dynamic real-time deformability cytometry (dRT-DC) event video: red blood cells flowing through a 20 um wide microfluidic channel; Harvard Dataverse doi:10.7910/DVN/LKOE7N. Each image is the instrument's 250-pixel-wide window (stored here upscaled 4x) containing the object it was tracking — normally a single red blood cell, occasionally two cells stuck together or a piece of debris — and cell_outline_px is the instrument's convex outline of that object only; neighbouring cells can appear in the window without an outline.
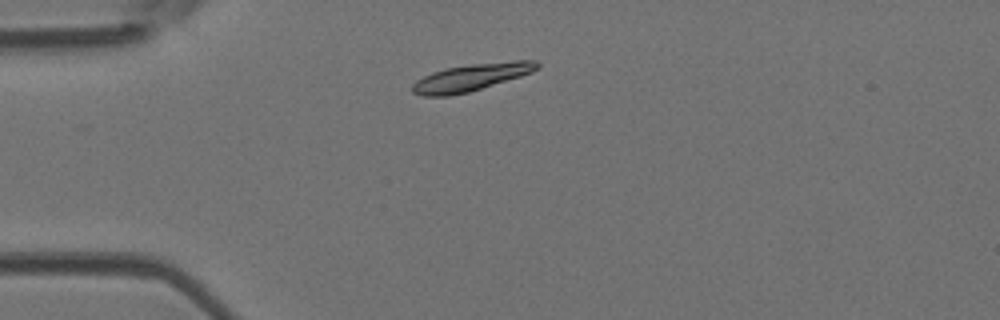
{"species": "Egyptian fruit bat (a non-hibernating species)", "species_latin": "Rousettus aegyptiacus", "temperature_condition": "room temperature", "stored_images_in_passage": 4, "camera_frame_rate_fps": 3000, "um_per_image_px": 0.085, "animal": {"sex": "female"}, "frame": {"image": 1, "passage_image": 2, "time_ms": 0.333, "image_size_px": [1000, 320], "cell_outline_px": [[540, 64], [532, 72], [520, 76], [468, 92], [448, 96], [424, 96], [412, 92], [412, 84], [416, 80], [432, 72], [444, 68], [472, 64], [512, 60], [536, 60]], "centroid_in_image_um": [40.02, 6.57], "position_along_channel_um": 45.0, "area_um2": 19.59}}
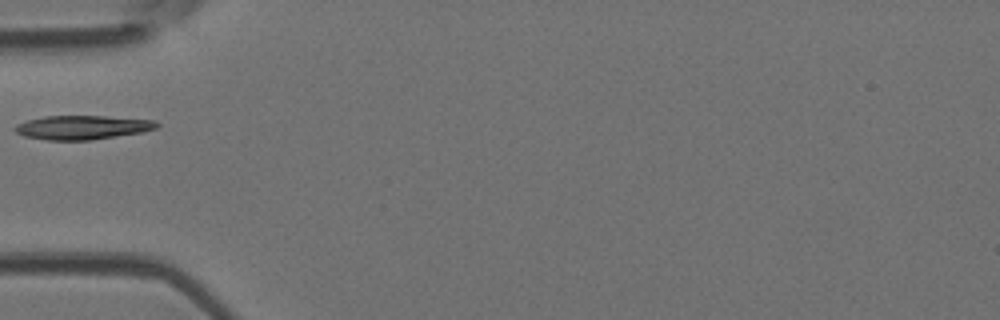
{"frame": {"image": 2, "passage_image": 3, "time_ms": 0.667, "image_size_px": [1000, 320], "cell_outline_px": [[160, 124], [156, 128], [140, 132], [92, 140], [48, 140], [24, 136], [16, 132], [12, 128], [16, 124], [28, 120], [44, 116], [104, 116], [156, 120]], "centroid_in_image_um": [6.98, 10.82], "position_along_channel_um": 78.0, "area_um2": 19.77}}
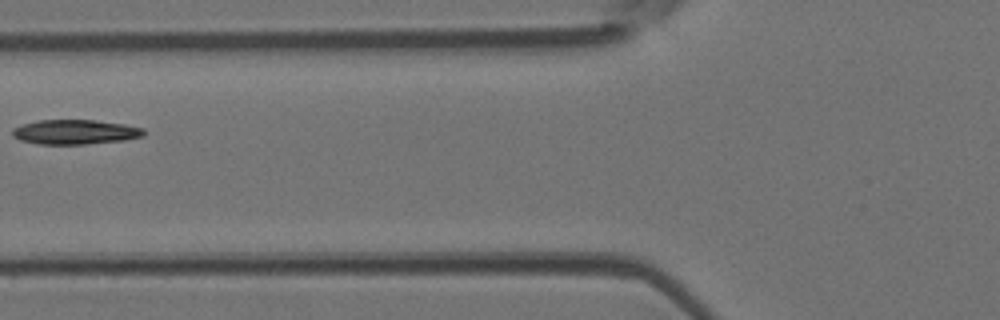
{"frame": {"image": 3, "passage_image": 4, "time_ms": 1.0, "image_size_px": [1000, 320], "cell_outline_px": [[144, 136], [124, 140], [84, 144], [36, 144], [20, 140], [12, 136], [12, 128], [24, 124], [40, 120], [96, 120], [124, 124], [144, 128]], "centroid_in_image_um": [6.38, 11.22], "position_along_channel_um": 119.4, "area_um2": 18.84}}